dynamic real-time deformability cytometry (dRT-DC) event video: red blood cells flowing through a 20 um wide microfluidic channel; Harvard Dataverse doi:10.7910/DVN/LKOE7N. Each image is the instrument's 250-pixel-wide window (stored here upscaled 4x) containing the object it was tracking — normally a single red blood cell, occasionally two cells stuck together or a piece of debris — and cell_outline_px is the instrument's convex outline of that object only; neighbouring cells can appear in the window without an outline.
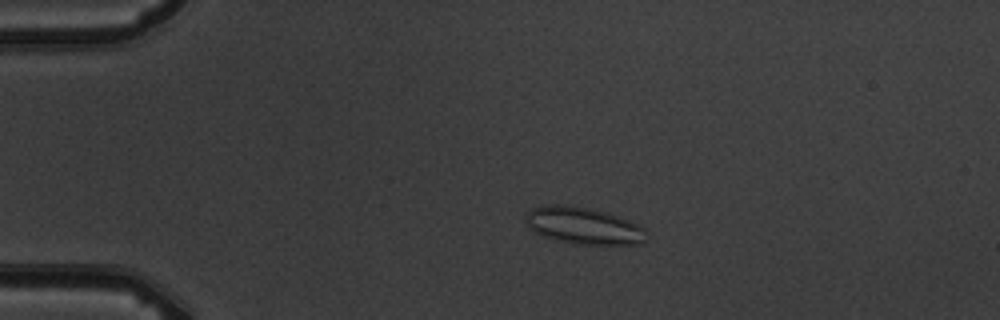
{"species": "common noctule bat (a hibernating species)", "species_latin": "Nyctalus noctula", "temperature_condition": "warm", "stored_images_in_passage": 4, "camera_frame_rate_fps": 3000, "um_per_image_px": 0.085, "animal": {"sex": "male", "body_mass_g": 19.5, "forearm_length_mm": 54.6}, "frame": {"image": 1, "passage_image": 3, "time_ms": 2.333, "image_size_px": [1000, 320], "cell_outline_px": [[644, 244], [580, 244], [556, 240], [544, 236], [528, 228], [524, 220], [524, 216], [532, 208], [548, 204], [560, 204], [588, 208], [608, 212], [620, 216], [644, 228]], "centroid_in_image_um": [49.55, 19.17], "position_along_channel_um": 35.5, "area_um2": 25.89}}